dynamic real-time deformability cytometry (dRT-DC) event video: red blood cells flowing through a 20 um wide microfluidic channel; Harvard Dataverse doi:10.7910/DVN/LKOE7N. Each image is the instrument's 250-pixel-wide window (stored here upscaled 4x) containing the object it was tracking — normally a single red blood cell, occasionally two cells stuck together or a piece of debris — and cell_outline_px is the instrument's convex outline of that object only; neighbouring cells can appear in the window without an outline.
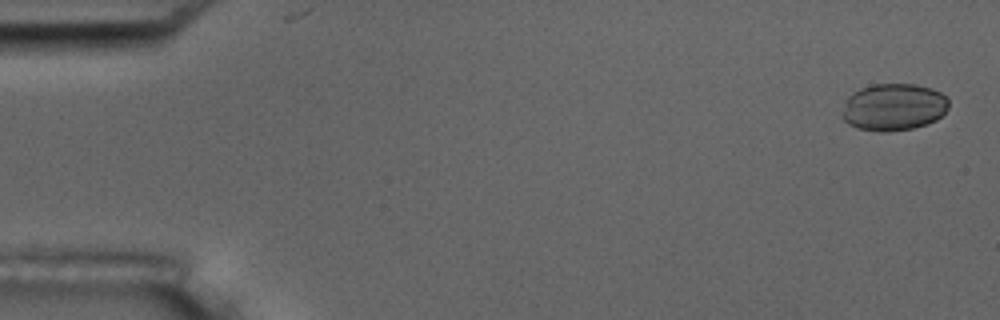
{"species": "common noctule bat (a hibernating species)", "species_latin": "Nyctalus noctula", "temperature_condition": "room temperature", "stored_images_in_passage": 15, "camera_frame_rate_fps": 3000, "um_per_image_px": 0.085, "animal": {"sex": "male", "body_mass_g": 17.5, "forearm_length_mm": 52.3}, "frame": {"image": 1, "passage_image": 1, "time_ms": 0.0, "image_size_px": [1000, 320], "cell_outline_px": [[948, 108], [936, 120], [928, 124], [912, 128], [888, 132], [880, 132], [856, 128], [848, 124], [844, 120], [844, 100], [852, 92], [860, 88], [872, 84], [916, 84], [932, 88], [940, 92], [948, 100]], "centroid_in_image_um": [75.95, 9.1], "position_along_channel_um": 9.1, "area_um2": 29.42}}
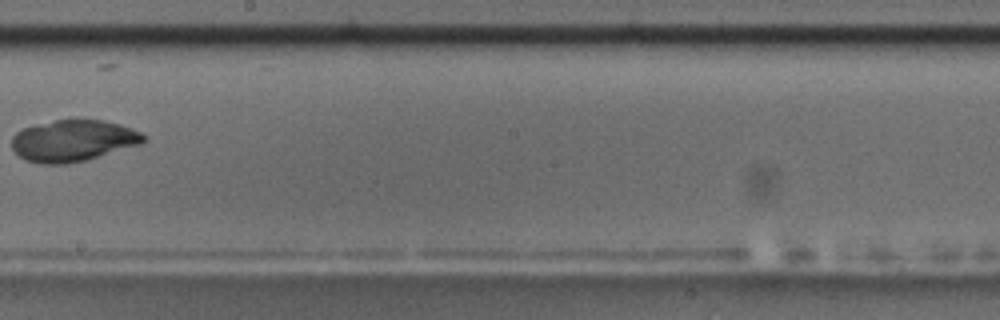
{"frame": {"image": 2, "passage_image": 9, "time_ms": 10.0, "image_size_px": [1000, 320], "cell_outline_px": [[148, 136], [140, 144], [88, 160], [64, 164], [40, 164], [24, 160], [12, 148], [12, 136], [16, 132], [24, 128], [36, 124], [76, 116], [104, 120], [120, 124], [132, 128]], "centroid_in_image_um": [6.23, 11.92], "position_along_channel_um": 242.0, "area_um2": 32.66}}